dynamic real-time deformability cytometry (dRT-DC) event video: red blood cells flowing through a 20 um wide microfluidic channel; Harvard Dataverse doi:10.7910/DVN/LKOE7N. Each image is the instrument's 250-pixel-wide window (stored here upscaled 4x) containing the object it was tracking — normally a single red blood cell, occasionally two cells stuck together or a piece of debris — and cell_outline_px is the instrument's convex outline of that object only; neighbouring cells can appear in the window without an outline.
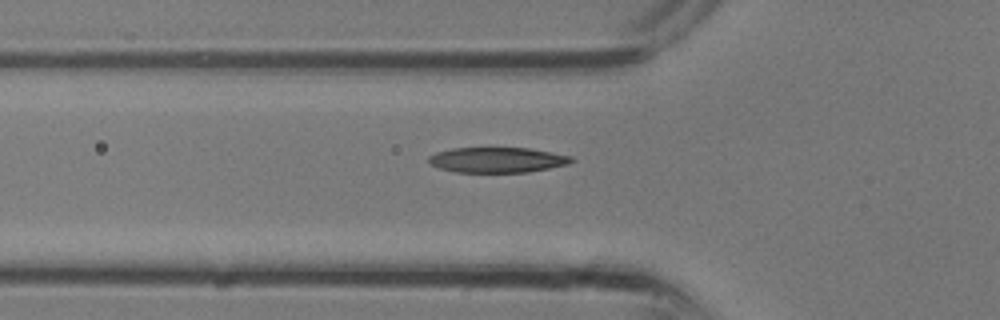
{"species": "common noctule bat (a hibernating species)", "species_latin": "Nyctalus noctula", "temperature_condition": "room temperature", "stored_images_in_passage": 25, "segment_of_instrument_passage": [1, 2], "camera_frame_rate_fps": 3000, "um_per_image_px": 0.085, "animal": {"sex": "male", "body_mass_g": 13.3}, "frame": {"image": 1, "passage_image": 4, "time_ms": 1.0, "image_size_px": [1000, 320], "cell_outline_px": [[576, 160], [568, 164], [528, 172], [456, 172], [440, 168], [432, 164], [428, 160], [428, 156], [436, 152], [452, 148], [528, 148], [572, 156]], "centroid_in_image_um": [42.27, 13.59], "position_along_channel_um": 83.5, "area_um2": 20.92}}
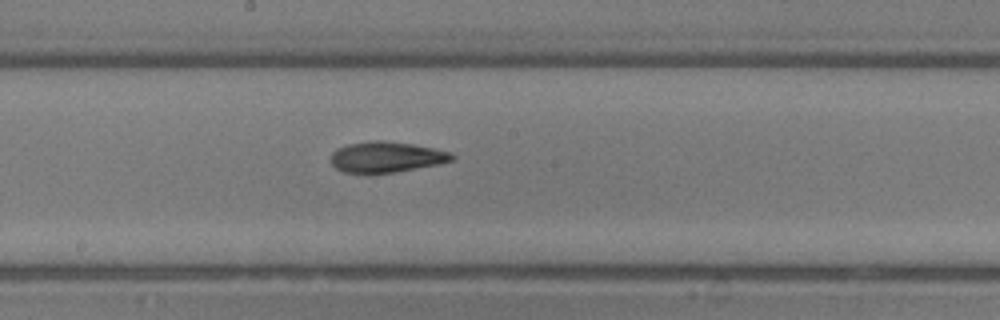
{"frame": {"image": 2, "passage_image": 10, "time_ms": 3.0, "image_size_px": [1000, 320], "cell_outline_px": [[456, 156], [452, 160], [440, 164], [396, 172], [344, 172], [336, 168], [332, 164], [332, 152], [336, 148], [348, 144], [372, 140], [384, 140], [412, 144], [452, 152]], "centroid_in_image_um": [32.87, 13.33], "position_along_channel_um": 215.3, "area_um2": 21.56}}
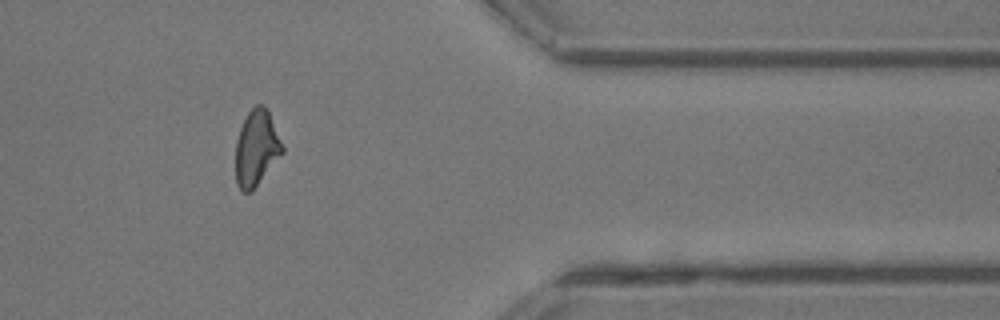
{"frame": {"image": 3, "passage_image": 19, "time_ms": 6.0, "image_size_px": [1000, 320], "cell_outline_px": [[284, 152], [252, 192], [244, 192], [236, 184], [236, 140], [240, 128], [248, 112], [256, 104], [260, 104], [268, 112], [284, 148]], "centroid_in_image_um": [21.79, 12.63], "position_along_channel_um": 389.6, "area_um2": 20.4}}